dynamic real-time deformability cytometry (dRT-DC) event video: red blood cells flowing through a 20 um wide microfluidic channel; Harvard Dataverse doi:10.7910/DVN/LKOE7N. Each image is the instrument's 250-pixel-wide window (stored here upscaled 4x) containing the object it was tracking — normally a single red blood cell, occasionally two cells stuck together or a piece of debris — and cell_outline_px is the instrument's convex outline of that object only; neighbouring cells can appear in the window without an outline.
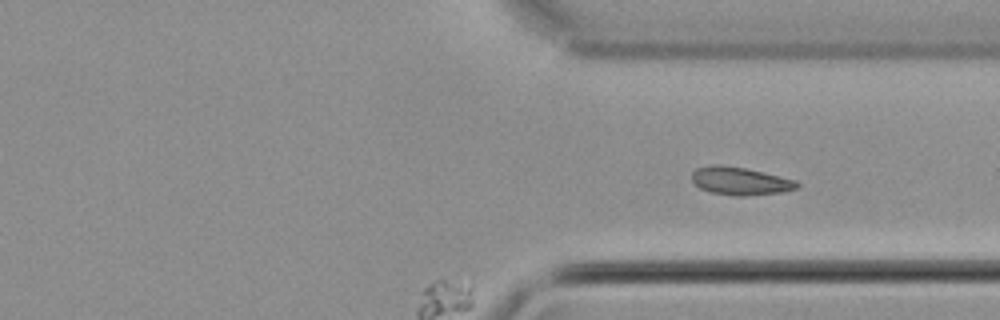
{"species": "common noctule bat (a hibernating species)", "species_latin": "Nyctalus noctula", "temperature_condition": "cold", "stored_images_in_passage": 32, "segment_of_instrument_passage": [2, 2], "camera_frame_rate_fps": 3000, "um_per_image_px": 0.085, "animal": {"sex": "male", "body_mass_g": 21.5, "forearm_length_mm": 52.0}, "frame": {"image": 1, "passage_image": 32, "time_ms": 10.333, "image_size_px": [1000, 320], "cell_outline_px": [[800, 184], [796, 188], [784, 192], [748, 196], [736, 196], [712, 192], [700, 188], [692, 180], [692, 172], [696, 168], [712, 164], [716, 164], [744, 168], [796, 180]], "centroid_in_image_um": [62.91, 15.39], "position_along_channel_um": 348.5, "area_um2": 16.99}}